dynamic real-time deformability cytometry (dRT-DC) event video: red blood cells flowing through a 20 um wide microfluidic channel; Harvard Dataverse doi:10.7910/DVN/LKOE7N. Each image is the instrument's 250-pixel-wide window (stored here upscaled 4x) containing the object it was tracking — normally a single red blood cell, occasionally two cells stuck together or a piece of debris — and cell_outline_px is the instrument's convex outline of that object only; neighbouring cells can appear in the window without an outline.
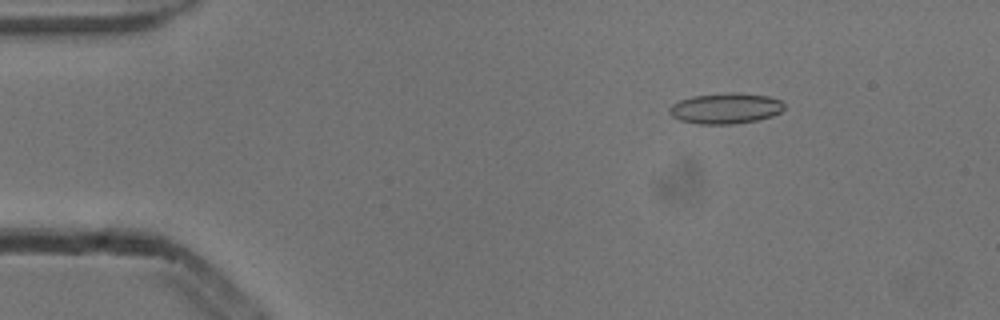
{"species": "common noctule bat (a hibernating species)", "species_latin": "Nyctalus noctula", "temperature_condition": "cold", "stored_images_in_passage": 5, "camera_frame_rate_fps": 3000, "um_per_image_px": 0.085, "animal": {"sex": "male", "body_mass_g": 13.3}, "frame": {"image": 1, "passage_image": 3, "time_ms": 0.667, "image_size_px": [1000, 320], "cell_outline_px": [[784, 108], [780, 112], [772, 116], [756, 120], [732, 124], [696, 124], [680, 120], [672, 116], [668, 112], [668, 108], [672, 104], [680, 100], [692, 96], [728, 92], [736, 92], [768, 96], [780, 100], [784, 104]], "centroid_in_image_um": [61.65, 9.2], "position_along_channel_um": 23.4, "area_um2": 20.63}}